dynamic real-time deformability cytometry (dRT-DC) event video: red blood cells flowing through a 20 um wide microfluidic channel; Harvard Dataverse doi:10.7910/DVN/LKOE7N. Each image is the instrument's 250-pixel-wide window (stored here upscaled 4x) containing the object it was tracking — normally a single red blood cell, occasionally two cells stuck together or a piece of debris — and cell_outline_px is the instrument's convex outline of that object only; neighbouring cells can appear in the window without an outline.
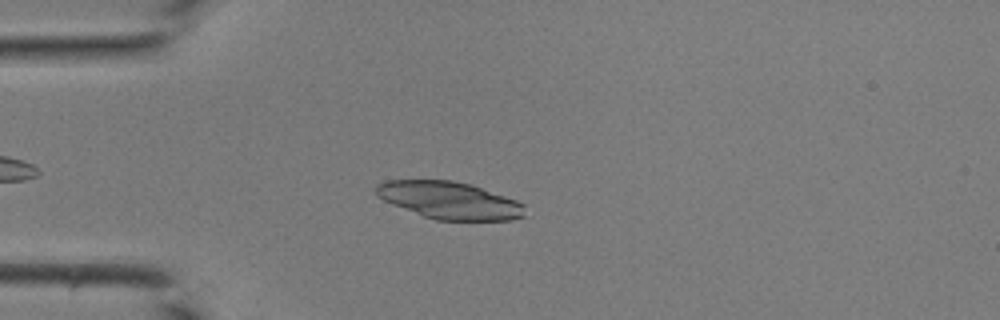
{"species": "common noctule bat (a hibernating species)", "species_latin": "Nyctalus noctula", "temperature_condition": "room temperature", "stored_images_in_passage": 38, "camera_frame_rate_fps": 3000, "um_per_image_px": 0.085, "animal": {"sex": "male", "body_mass_g": 19.0, "forearm_length_mm": 50.8}, "frame": {"image": 1, "passage_image": 8, "time_ms": 2.333, "image_size_px": [1000, 320], "cell_outline_px": [[524, 216], [512, 220], [436, 220], [424, 216], [392, 204], [376, 196], [376, 184], [384, 180], [452, 180], [468, 184], [516, 200], [524, 204]], "centroid_in_image_um": [38.17, 17.03], "position_along_channel_um": 46.8, "area_um2": 32.02}}